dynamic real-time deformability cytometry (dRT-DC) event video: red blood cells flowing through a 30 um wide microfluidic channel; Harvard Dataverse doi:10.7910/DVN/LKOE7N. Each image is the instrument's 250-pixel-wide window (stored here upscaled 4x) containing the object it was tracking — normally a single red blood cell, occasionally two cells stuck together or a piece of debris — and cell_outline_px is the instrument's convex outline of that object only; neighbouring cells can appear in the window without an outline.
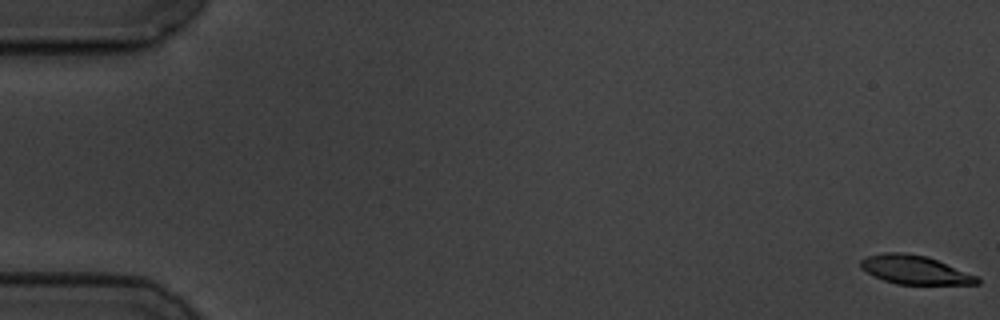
{"species": "common noctule bat (a hibernating species)", "species_latin": "Nyctalus noctula", "temperature_condition": "cold", "stored_images_in_passage": 59, "camera_frame_rate_fps": 3000, "um_per_image_px": 0.085, "animal": {"sex": "male", "body_mass_g": 19.5, "forearm_length_mm": 54.6}, "frame": {"image": 1, "passage_image": 1, "time_ms": 0.0, "image_size_px": [1000, 320], "cell_outline_px": [[980, 284], [896, 284], [884, 280], [860, 268], [860, 260], [868, 256], [884, 252], [908, 252], [928, 256], [976, 276], [980, 280]], "centroid_in_image_um": [77.74, 22.92], "position_along_channel_um": 7.3, "area_um2": 19.36}}
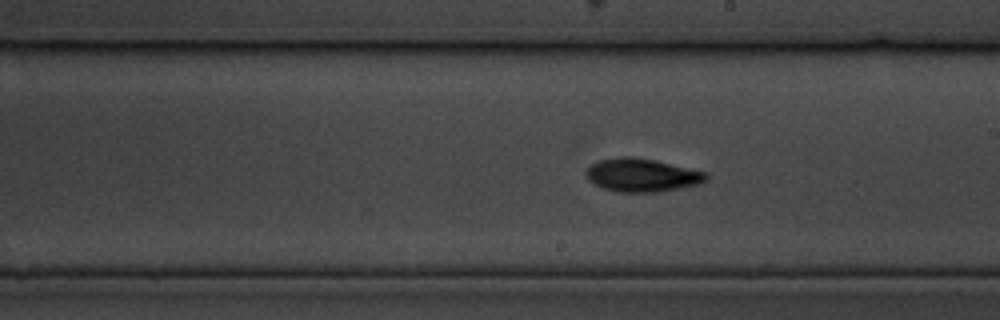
{"frame": {"image": 2, "passage_image": 34, "time_ms": 11.0, "image_size_px": [1000, 320], "cell_outline_px": [[708, 180], [700, 184], [680, 188], [656, 192], [620, 192], [604, 188], [588, 180], [584, 172], [592, 164], [600, 160], [620, 156], [632, 156], [656, 160], [708, 172]], "centroid_in_image_um": [54.6, 14.87], "position_along_channel_um": 234.4, "area_um2": 23.41}}
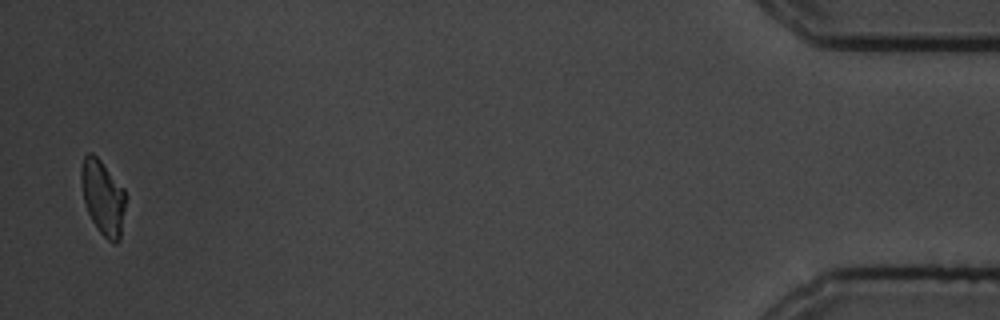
{"frame": {"image": 3, "passage_image": 58, "time_ms": 19.0, "image_size_px": [1000, 320], "cell_outline_px": [[124, 208], [120, 240], [116, 244], [112, 244], [96, 228], [88, 212], [84, 200], [80, 180], [80, 168], [84, 156], [88, 152], [92, 152], [100, 160], [124, 188]], "centroid_in_image_um": [8.72, 16.77], "position_along_channel_um": 426.5, "area_um2": 19.25}, "authors_computed_cell_mechanics": {"area_um2": 20.808, "velocity_mm_per_s": 3.4464, "shape_relaxation_time_tau1_ms": 3.1847, "shape_relaxation_time_tau2_ms": 9.3421, "deformation_change_tau1": 0.1383, "deformation_change_tau2": 0.1316}}